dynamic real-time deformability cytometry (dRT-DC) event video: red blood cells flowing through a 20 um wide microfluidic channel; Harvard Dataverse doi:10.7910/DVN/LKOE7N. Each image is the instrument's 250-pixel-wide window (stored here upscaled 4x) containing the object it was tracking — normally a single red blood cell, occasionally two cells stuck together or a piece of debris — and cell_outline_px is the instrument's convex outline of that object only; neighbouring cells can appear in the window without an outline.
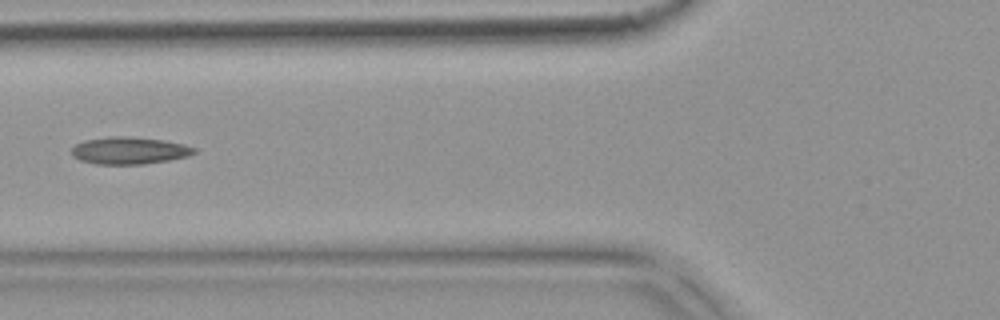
{"species": "common noctule bat (a hibernating species)", "species_latin": "Nyctalus noctula", "temperature_condition": "warm", "stored_images_in_passage": 5, "camera_frame_rate_fps": 3000, "um_per_image_px": 0.085, "animal": {"sex": "female", "body_mass_g": 18.4}, "frame": {"image": 1, "passage_image": 5, "time_ms": 1.333, "image_size_px": [1000, 320], "cell_outline_px": [[196, 152], [188, 156], [168, 160], [144, 164], [96, 164], [80, 160], [72, 156], [72, 148], [76, 144], [84, 140], [108, 136], [124, 136], [164, 140], [184, 144], [196, 148]], "centroid_in_image_um": [10.98, 12.79], "position_along_channel_um": 114.8, "area_um2": 19.42}}